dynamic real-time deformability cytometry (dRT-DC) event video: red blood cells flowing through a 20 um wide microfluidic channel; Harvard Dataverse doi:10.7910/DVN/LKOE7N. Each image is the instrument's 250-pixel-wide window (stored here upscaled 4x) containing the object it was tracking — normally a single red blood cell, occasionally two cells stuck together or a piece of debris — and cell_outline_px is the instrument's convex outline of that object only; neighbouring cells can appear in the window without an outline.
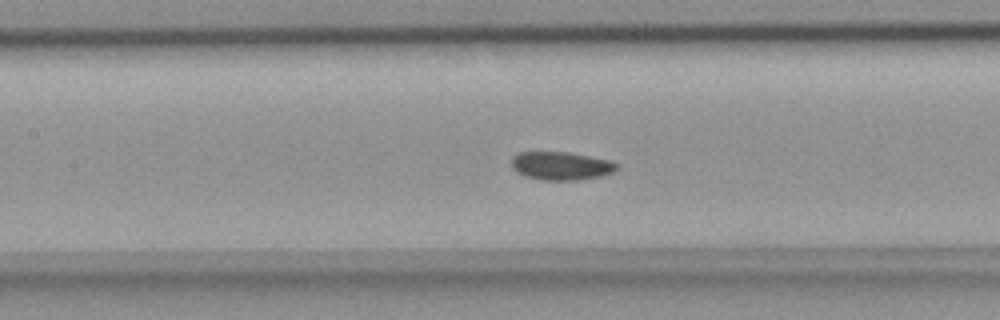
{"species": "common noctule bat (a hibernating species)", "species_latin": "Nyctalus noctula", "temperature_condition": "room temperature", "stored_images_in_passage": 43, "camera_frame_rate_fps": 3000, "um_per_image_px": 0.085, "animal": {"sex": "female", "body_mass_g": 18.4}, "frame": {"image": 1, "passage_image": 13, "time_ms": 4.0, "image_size_px": [1000, 320], "cell_outline_px": [[620, 168], [612, 172], [600, 176], [576, 180], [540, 180], [524, 176], [516, 172], [512, 168], [512, 156], [520, 152], [568, 152], [612, 160], [620, 164]], "centroid_in_image_um": [47.71, 14.09], "position_along_channel_um": 159.7, "area_um2": 17.57}}
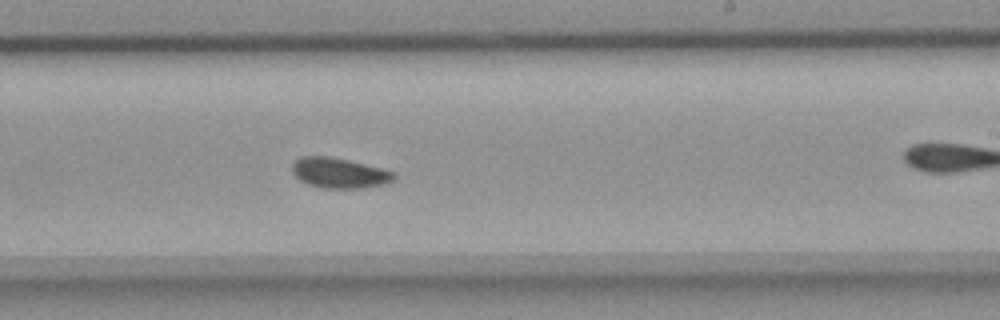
{"frame": {"image": 2, "passage_image": 21, "time_ms": 6.667, "image_size_px": [1000, 320], "cell_outline_px": [[396, 176], [388, 184], [364, 188], [320, 188], [308, 184], [300, 180], [292, 172], [292, 164], [300, 156], [332, 156], [396, 172]], "centroid_in_image_um": [28.85, 14.71], "position_along_channel_um": 260.2, "area_um2": 18.09}}
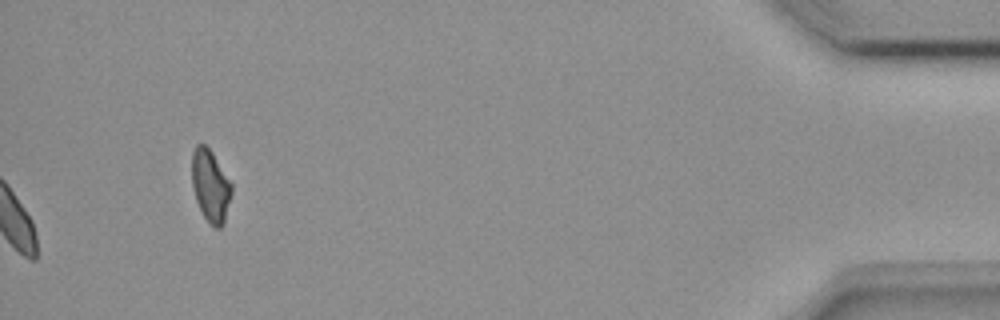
{"frame": {"image": 3, "passage_image": 43, "time_ms": 14.0, "image_size_px": [1000, 320], "cell_outline_px": [[232, 192], [224, 224], [220, 228], [216, 228], [204, 216], [196, 200], [192, 188], [192, 152], [196, 144], [204, 144], [212, 152], [232, 184]], "centroid_in_image_um": [17.89, 15.78], "position_along_channel_um": 417.3, "area_um2": 16.59}}